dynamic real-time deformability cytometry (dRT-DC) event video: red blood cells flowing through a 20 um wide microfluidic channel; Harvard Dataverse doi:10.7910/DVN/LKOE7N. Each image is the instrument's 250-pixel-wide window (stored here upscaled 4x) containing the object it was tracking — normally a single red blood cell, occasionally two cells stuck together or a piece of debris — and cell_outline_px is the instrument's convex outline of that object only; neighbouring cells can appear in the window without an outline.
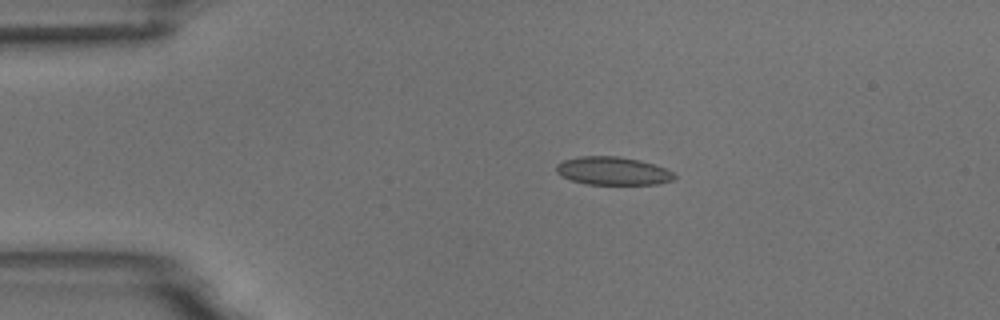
{"species": "common noctule bat (a hibernating species)", "species_latin": "Nyctalus noctula", "temperature_condition": "room temperature", "stored_images_in_passage": 45, "camera_frame_rate_fps": 3000, "um_per_image_px": 0.085, "animal": {"sex": "male", "body_mass_g": 18.8}, "frame": {"image": 1, "passage_image": 1, "time_ms": 0.0, "image_size_px": [1000, 320], "cell_outline_px": [[676, 176], [672, 180], [660, 184], [588, 184], [572, 180], [560, 176], [556, 172], [556, 164], [564, 160], [580, 156], [616, 156], [640, 160], [664, 168], [672, 172]], "centroid_in_image_um": [52.06, 14.53], "position_along_channel_um": 32.9, "area_um2": 19.25}}
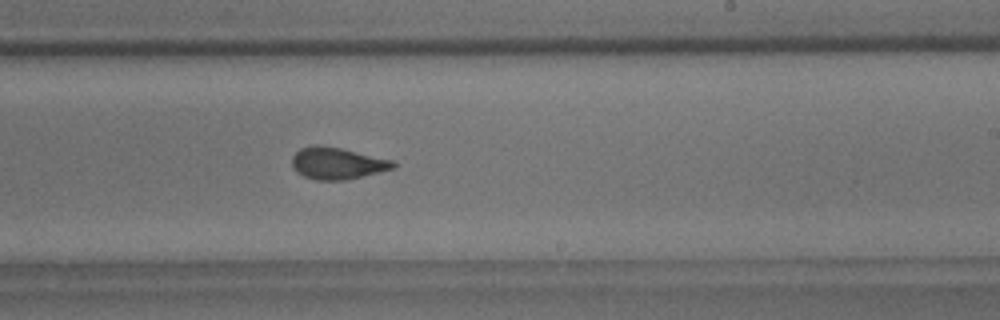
{"frame": {"image": 2, "passage_image": 23, "time_ms": 7.333, "image_size_px": [1000, 320], "cell_outline_px": [[396, 168], [348, 180], [316, 180], [304, 176], [296, 172], [292, 168], [292, 156], [300, 148], [316, 144], [340, 148], [392, 160], [396, 164]], "centroid_in_image_um": [28.65, 13.89], "position_along_channel_um": 260.4, "area_um2": 18.84}}
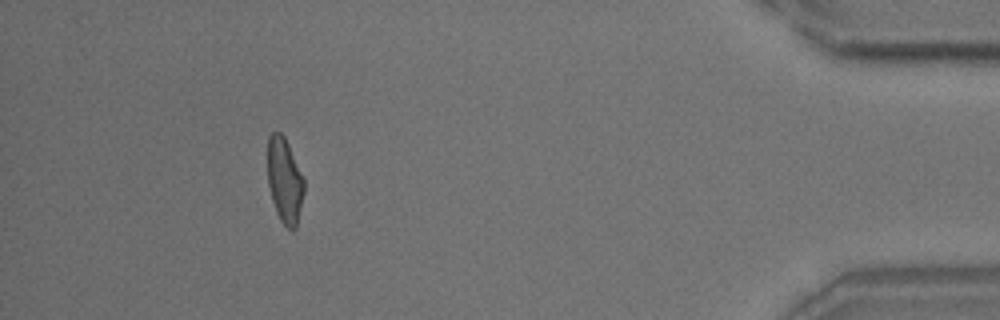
{"frame": {"image": 3, "passage_image": 40, "time_ms": 13.0, "image_size_px": [1000, 320], "cell_outline_px": [[304, 192], [296, 228], [292, 232], [280, 220], [276, 212], [272, 200], [268, 184], [268, 136], [272, 132], [280, 132], [284, 136], [288, 144], [304, 180]], "centroid_in_image_um": [24.19, 15.36], "position_along_channel_um": 411.0, "area_um2": 17.98}, "authors_computed_cell_mechanics": {"area_um2": 18.8428, "velocity_mm_per_s": 3.6871, "shape_relaxation_time_tau1_ms": 7.4084, "shape_relaxation_time_tau2_ms": 1.2275, "deformation_change_tau1": 0.1511, "deformation_change_tau2": 0.0746}}